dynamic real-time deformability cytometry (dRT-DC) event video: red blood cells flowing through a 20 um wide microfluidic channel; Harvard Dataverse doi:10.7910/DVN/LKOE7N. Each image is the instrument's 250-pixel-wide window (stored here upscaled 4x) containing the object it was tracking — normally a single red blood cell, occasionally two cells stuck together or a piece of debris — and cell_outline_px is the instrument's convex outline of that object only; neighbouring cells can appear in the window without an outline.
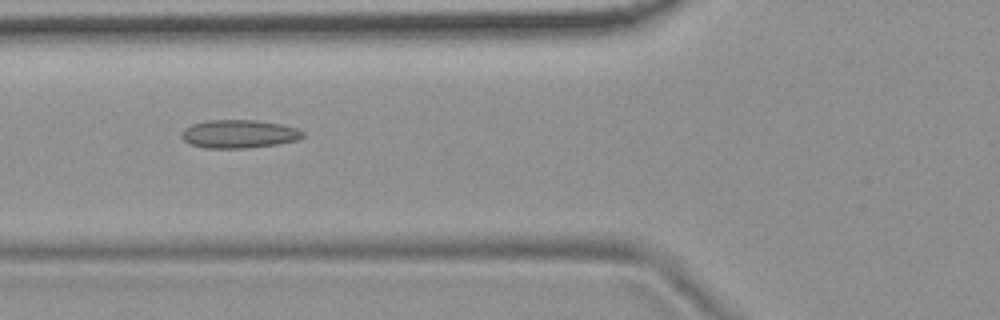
{"species": "common noctule bat (a hibernating species)", "species_latin": "Nyctalus noctula", "temperature_condition": "room temperature", "stored_images_in_passage": 10, "camera_frame_rate_fps": 3000, "um_per_image_px": 0.085, "animal": {"sex": "female", "body_mass_g": 19.9}, "frame": {"image": 1, "passage_image": 6, "time_ms": 6.333, "image_size_px": [1000, 320], "cell_outline_px": [[304, 136], [296, 140], [276, 144], [248, 148], [204, 148], [188, 144], [184, 140], [180, 132], [184, 128], [192, 124], [208, 120], [256, 120], [280, 124], [296, 128], [304, 132]], "centroid_in_image_um": [20.27, 11.39], "position_along_channel_um": 105.5, "area_um2": 20.0}}
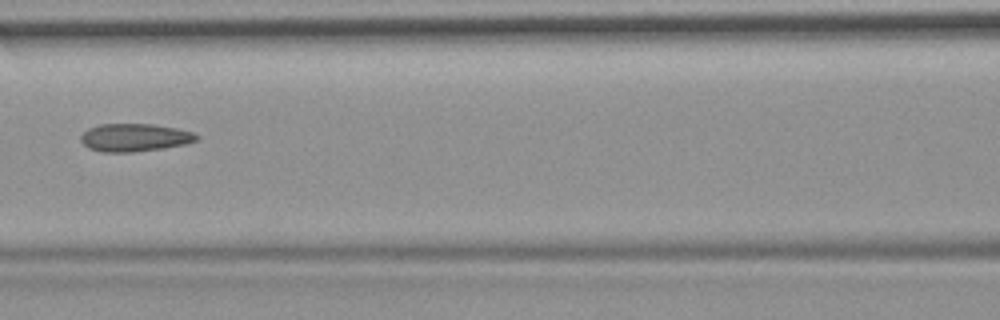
{"frame": {"image": 2, "passage_image": 7, "time_ms": 7.667, "image_size_px": [1000, 320], "cell_outline_px": [[200, 136], [196, 140], [184, 144], [160, 148], [132, 152], [100, 152], [88, 148], [80, 140], [80, 136], [88, 128], [100, 124], [152, 124], [176, 128], [192, 132]], "centroid_in_image_um": [11.4, 11.68], "position_along_channel_um": 155.2, "area_um2": 18.67}}
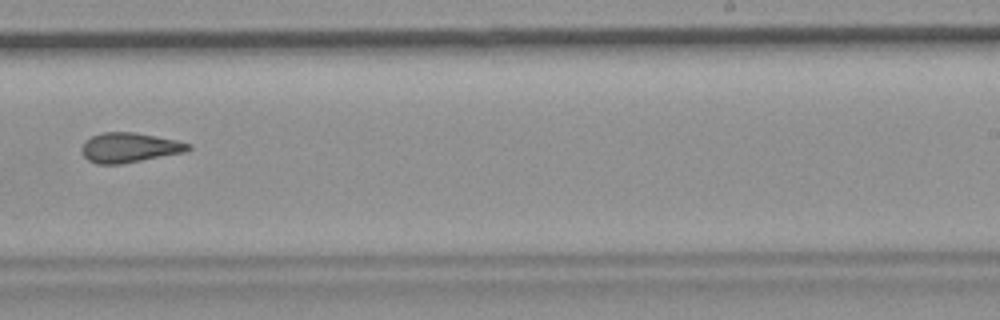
{"frame": {"image": 3, "passage_image": 10, "time_ms": 11.0, "image_size_px": [1000, 320], "cell_outline_px": [[192, 148], [184, 152], [120, 164], [96, 164], [88, 160], [84, 156], [80, 148], [92, 136], [104, 132], [136, 132], [176, 140], [192, 144]], "centroid_in_image_um": [11.01, 12.54], "position_along_channel_um": 278.0, "area_um2": 18.32}}